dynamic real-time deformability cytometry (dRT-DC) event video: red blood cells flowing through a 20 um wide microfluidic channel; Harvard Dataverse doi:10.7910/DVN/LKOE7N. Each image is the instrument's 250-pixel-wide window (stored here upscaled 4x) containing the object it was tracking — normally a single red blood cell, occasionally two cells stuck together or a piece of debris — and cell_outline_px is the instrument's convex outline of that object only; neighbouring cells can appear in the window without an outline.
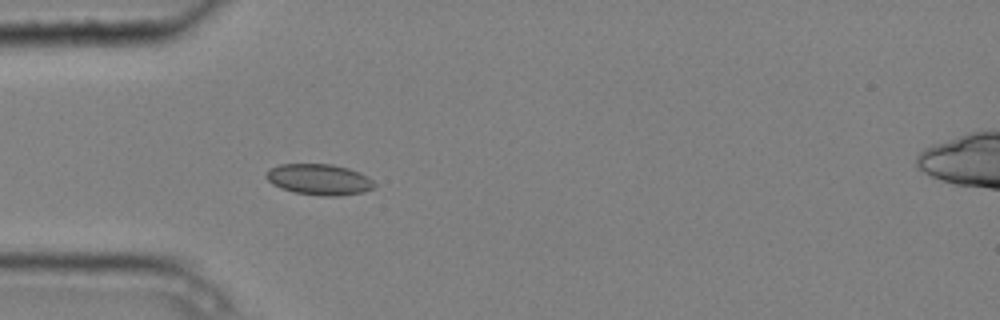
{"species": "common noctule bat (a hibernating species)", "species_latin": "Nyctalus noctula", "temperature_condition": "cold", "stored_images_in_passage": 3, "camera_frame_rate_fps": 3000, "um_per_image_px": 0.085, "animal": {"sex": "male", "body_mass_g": 20.4}, "frame": {"image": 1, "passage_image": 3, "time_ms": 0.667, "image_size_px": [1000, 320], "cell_outline_px": [[376, 184], [372, 188], [364, 192], [340, 196], [320, 196], [296, 192], [280, 188], [272, 184], [264, 176], [264, 172], [268, 168], [280, 164], [332, 164], [348, 168], [360, 172], [368, 176]], "centroid_in_image_um": [27.1, 15.25], "position_along_channel_um": 57.9, "area_um2": 19.77}}